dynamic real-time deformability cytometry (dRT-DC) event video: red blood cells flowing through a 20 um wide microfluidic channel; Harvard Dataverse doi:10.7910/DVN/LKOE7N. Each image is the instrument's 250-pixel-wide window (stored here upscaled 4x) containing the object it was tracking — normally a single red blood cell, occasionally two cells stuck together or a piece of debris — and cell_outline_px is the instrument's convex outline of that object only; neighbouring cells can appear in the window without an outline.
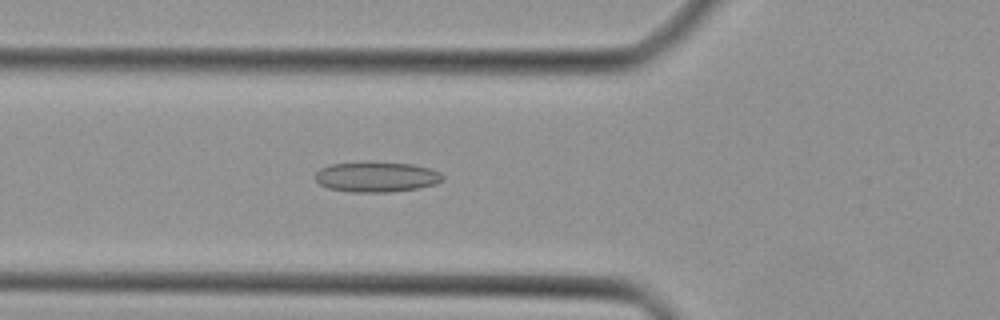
{"species": "Egyptian fruit bat (a non-hibernating species)", "species_latin": "Rousettus aegyptiacus", "temperature_condition": "cold", "stored_images_in_passage": 42, "camera_frame_rate_fps": 3000, "um_per_image_px": 0.085, "animal": {"sex": "female"}, "frame": {"image": 1, "passage_image": 14, "time_ms": 4.333, "image_size_px": [1000, 320], "cell_outline_px": [[444, 180], [436, 184], [416, 188], [392, 192], [352, 192], [328, 188], [320, 184], [316, 180], [316, 172], [320, 168], [332, 164], [368, 160], [412, 164], [428, 168], [440, 172], [444, 176]], "centroid_in_image_um": [32.01, 15.01], "position_along_channel_um": 93.8, "area_um2": 22.89}}
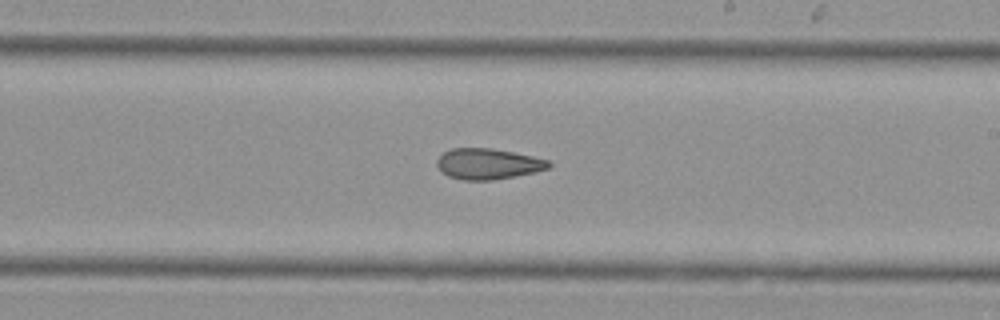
{"frame": {"image": 2, "passage_image": 24, "time_ms": 7.667, "image_size_px": [1000, 320], "cell_outline_px": [[552, 164], [548, 168], [532, 172], [492, 180], [464, 180], [448, 176], [436, 164], [436, 160], [444, 152], [452, 148], [492, 148], [532, 156], [548, 160]], "centroid_in_image_um": [41.46, 13.92], "position_along_channel_um": 247.5, "area_um2": 19.71}}
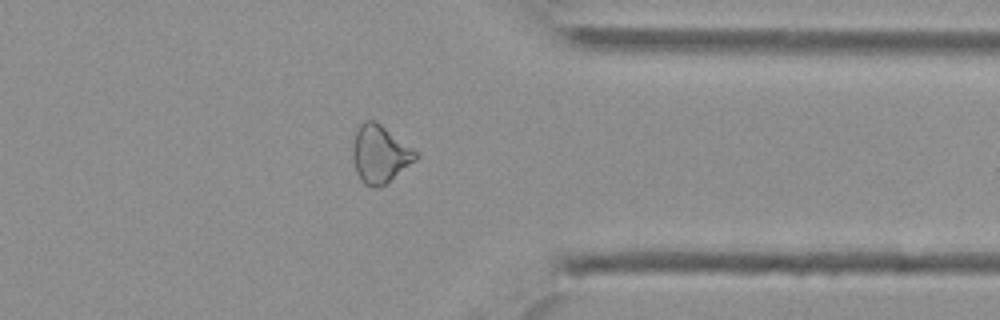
{"frame": {"image": 3, "passage_image": 33, "time_ms": 10.667, "image_size_px": [1000, 320], "cell_outline_px": [[420, 156], [416, 160], [384, 184], [376, 188], [372, 188], [364, 184], [360, 180], [356, 172], [352, 156], [352, 148], [356, 132], [360, 124], [364, 120], [376, 120], [412, 148]], "centroid_in_image_um": [32.26, 13.09], "position_along_channel_um": 379.1, "area_um2": 21.04}}